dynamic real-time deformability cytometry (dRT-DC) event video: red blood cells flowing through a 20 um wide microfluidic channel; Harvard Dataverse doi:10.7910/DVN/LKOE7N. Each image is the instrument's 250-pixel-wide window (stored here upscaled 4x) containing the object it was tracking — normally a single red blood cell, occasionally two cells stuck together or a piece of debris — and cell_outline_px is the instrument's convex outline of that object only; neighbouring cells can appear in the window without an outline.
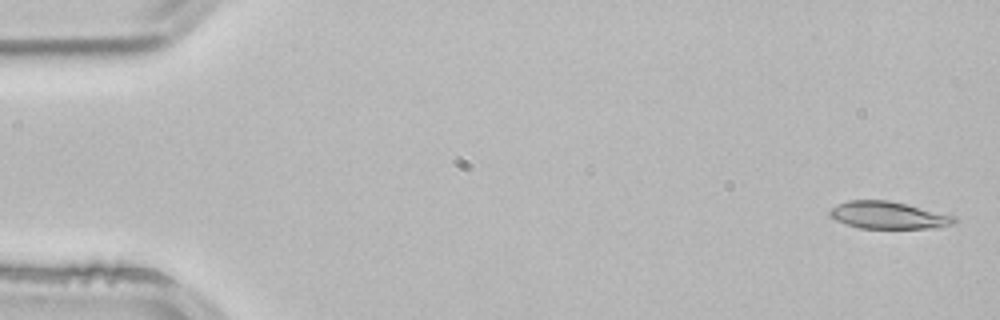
{"species": "common noctule bat (a hibernating species)", "species_latin": "Nyctalus noctula", "temperature_condition": "room temperature", "stored_images_in_passage": 4, "camera_frame_rate_fps": 3000, "um_per_image_px": 0.085, "animal": {"sex": "male", "body_mass_g": 21.5, "forearm_length_mm": 52.0}, "frame": {"image": 1, "passage_image": 1, "time_ms": 0.0, "image_size_px": [1000, 320], "cell_outline_px": [[956, 224], [936, 228], [860, 228], [836, 220], [828, 216], [828, 212], [836, 204], [848, 200], [888, 200], [956, 216]], "centroid_in_image_um": [75.5, 18.29], "position_along_channel_um": 9.5, "area_um2": 19.77}}